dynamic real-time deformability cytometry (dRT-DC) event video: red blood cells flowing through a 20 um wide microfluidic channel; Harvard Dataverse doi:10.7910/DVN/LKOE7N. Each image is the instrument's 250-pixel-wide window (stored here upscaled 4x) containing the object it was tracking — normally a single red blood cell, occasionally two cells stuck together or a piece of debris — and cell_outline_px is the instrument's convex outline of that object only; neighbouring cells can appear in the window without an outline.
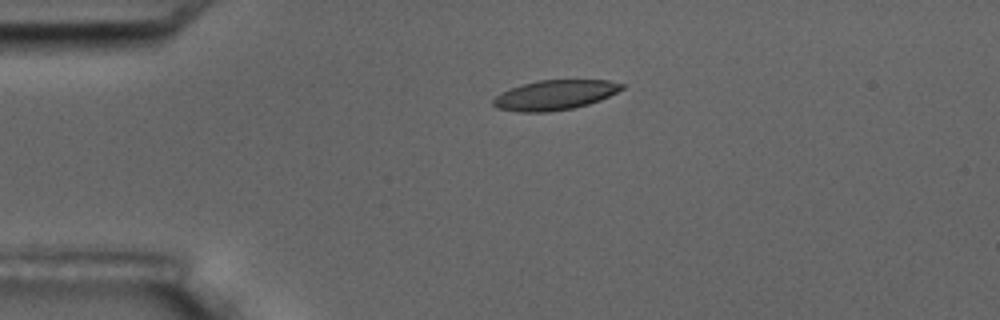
{"species": "common noctule bat (a hibernating species)", "species_latin": "Nyctalus noctula", "temperature_condition": "room temperature", "stored_images_in_passage": 4, "camera_frame_rate_fps": 3000, "um_per_image_px": 0.085, "animal": {"sex": "male", "body_mass_g": 17.5, "forearm_length_mm": 52.3}, "frame": {"image": 1, "passage_image": 3, "time_ms": 2.333, "image_size_px": [1000, 320], "cell_outline_px": [[624, 88], [600, 100], [588, 104], [572, 108], [548, 112], [520, 112], [496, 108], [492, 104], [492, 100], [500, 92], [524, 84], [540, 80], [608, 80], [624, 84]], "centroid_in_image_um": [47.14, 8.08], "position_along_channel_um": 37.9, "area_um2": 22.2}}